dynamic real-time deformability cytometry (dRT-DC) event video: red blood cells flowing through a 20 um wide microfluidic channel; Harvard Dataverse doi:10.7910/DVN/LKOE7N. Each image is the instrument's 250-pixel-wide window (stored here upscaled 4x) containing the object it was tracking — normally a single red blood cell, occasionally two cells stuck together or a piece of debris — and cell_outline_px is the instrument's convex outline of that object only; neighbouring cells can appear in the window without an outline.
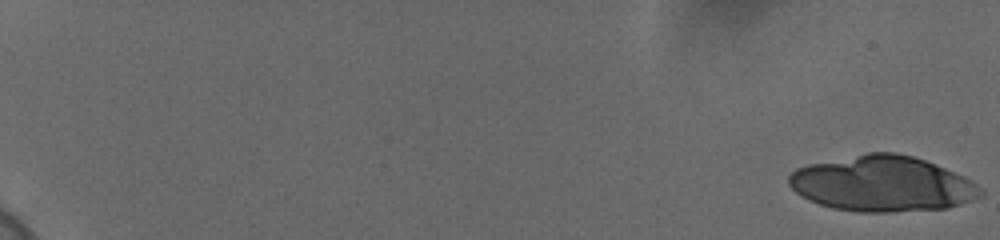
{"species": "human", "species_latin": "Homo sapiens", "temperature_condition": "cold", "stored_images_in_passage": 24, "camera_frame_rate_fps": 3000, "um_per_image_px": 0.085, "donor": {"sex": "female"}, "frame": {"image": 1, "passage_image": 1, "time_ms": 0.0, "image_size_px": [1000, 240], "cell_outline_px": [[984, 196], [948, 208], [892, 212], [856, 212], [832, 208], [808, 200], [796, 192], [788, 184], [788, 176], [796, 168], [808, 164], [868, 152], [896, 152], [912, 156], [936, 164], [964, 176], [976, 184], [984, 192]], "centroid_in_image_um": [74.99, 15.62], "position_along_channel_um": 10.0, "area_um2": 62.31}}